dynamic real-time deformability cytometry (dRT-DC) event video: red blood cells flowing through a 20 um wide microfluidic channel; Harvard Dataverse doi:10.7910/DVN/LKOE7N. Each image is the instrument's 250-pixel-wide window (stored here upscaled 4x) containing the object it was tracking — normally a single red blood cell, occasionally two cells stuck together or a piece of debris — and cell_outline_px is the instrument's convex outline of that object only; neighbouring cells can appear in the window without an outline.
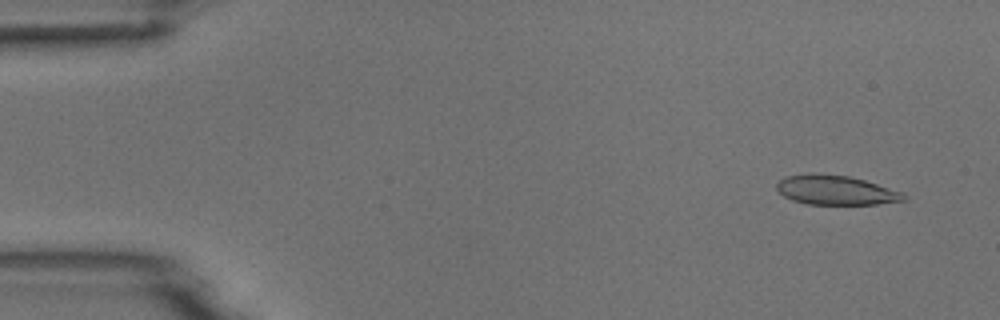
{"species": "common noctule bat (a hibernating species)", "species_latin": "Nyctalus noctula", "temperature_condition": "room temperature", "stored_images_in_passage": 6, "segment_of_instrument_passage": [1, 2], "camera_frame_rate_fps": 3000, "um_per_image_px": 0.085, "animal": {"sex": "male", "body_mass_g": 18.8}, "frame": {"image": 1, "passage_image": 2, "time_ms": 1.0, "image_size_px": [1000, 320], "cell_outline_px": [[908, 200], [876, 204], [808, 204], [792, 200], [784, 196], [776, 188], [776, 184], [784, 176], [812, 172], [848, 176], [864, 180], [904, 192], [908, 196]], "centroid_in_image_um": [71.05, 16.15], "position_along_channel_um": 13.9, "area_um2": 22.02}}